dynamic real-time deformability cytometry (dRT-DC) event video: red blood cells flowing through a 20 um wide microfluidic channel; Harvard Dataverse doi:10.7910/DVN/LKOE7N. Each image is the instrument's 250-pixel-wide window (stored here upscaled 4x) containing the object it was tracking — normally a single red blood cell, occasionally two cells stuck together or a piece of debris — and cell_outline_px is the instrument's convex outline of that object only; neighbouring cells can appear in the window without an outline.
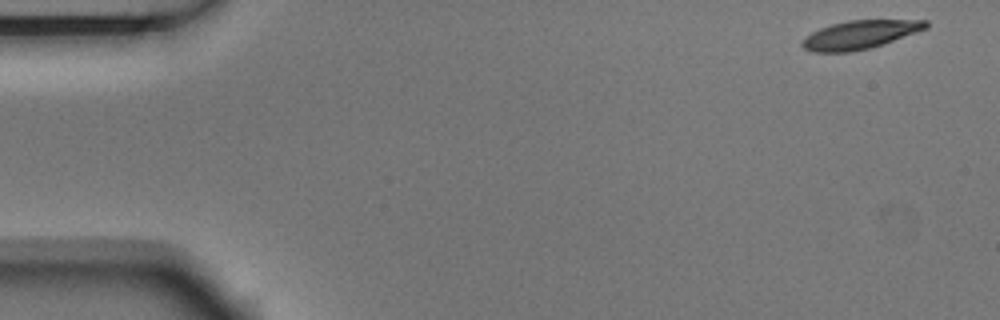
{"species": "Egyptian fruit bat (a non-hibernating species)", "species_latin": "Rousettus aegyptiacus", "temperature_condition": "room temperature", "stored_images_in_passage": 5, "camera_frame_rate_fps": 3000, "um_per_image_px": 0.085, "animal": {"sex": "male"}, "frame": {"image": 1, "passage_image": 1, "time_ms": 0.0, "image_size_px": [1000, 320], "cell_outline_px": [[928, 28], [868, 48], [852, 52], [812, 52], [804, 48], [800, 44], [812, 32], [820, 28], [832, 24], [848, 20], [928, 20]], "centroid_in_image_um": [73.08, 2.94], "position_along_channel_um": 11.9, "area_um2": 20.11}}
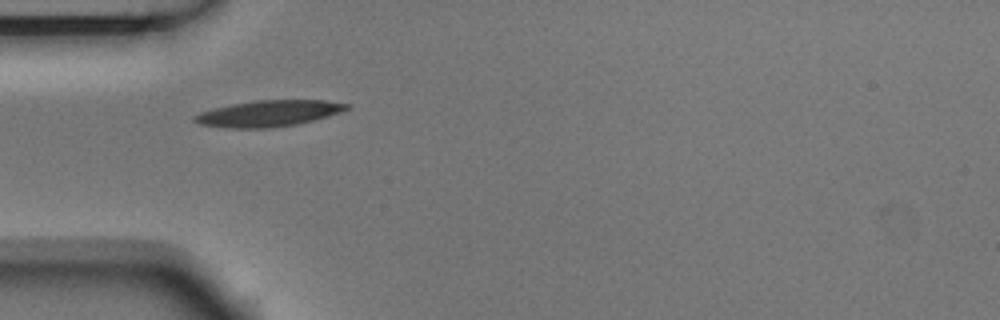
{"frame": {"image": 2, "passage_image": 5, "time_ms": 1.333, "image_size_px": [1000, 320], "cell_outline_px": [[348, 108], [340, 112], [328, 116], [296, 124], [268, 128], [232, 128], [200, 124], [192, 120], [192, 116], [200, 112], [232, 104], [256, 100], [324, 100], [348, 104]], "centroid_in_image_um": [22.8, 9.64], "position_along_channel_um": 62.2, "area_um2": 22.89}}